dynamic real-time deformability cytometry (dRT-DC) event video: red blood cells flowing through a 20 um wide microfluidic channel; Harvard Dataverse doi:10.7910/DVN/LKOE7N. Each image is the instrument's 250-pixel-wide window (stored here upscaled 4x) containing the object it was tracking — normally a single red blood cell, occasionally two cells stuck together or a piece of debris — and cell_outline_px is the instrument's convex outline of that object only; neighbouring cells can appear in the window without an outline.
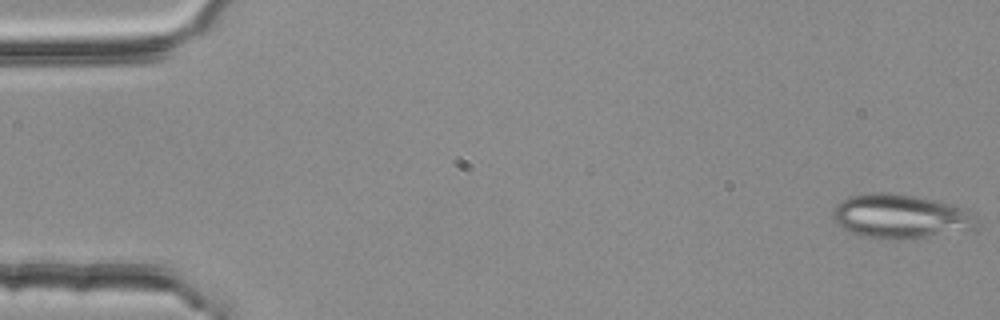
{"species": "common noctule bat (a hibernating species)", "species_latin": "Nyctalus noctula", "temperature_condition": "room temperature", "stored_images_in_passage": 5, "camera_frame_rate_fps": 3000, "um_per_image_px": 0.085, "animal": {"sex": "female", "body_mass_g": 25.1}, "frame": {"image": 1, "passage_image": 1, "time_ms": 0.0, "image_size_px": [1000, 320], "cell_outline_px": [[976, 228], [972, 232], [924, 236], [860, 236], [848, 232], [840, 228], [832, 220], [832, 208], [836, 204], [848, 196], [872, 192], [888, 192], [916, 196], [956, 204], [968, 208], [976, 212]], "centroid_in_image_um": [76.6, 18.34], "position_along_channel_um": 8.4, "area_um2": 37.28}}